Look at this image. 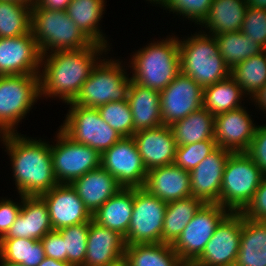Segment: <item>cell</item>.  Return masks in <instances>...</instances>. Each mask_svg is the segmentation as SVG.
I'll list each match as a JSON object with an SVG mask.
<instances>
[{
	"label": "cell",
	"mask_w": 266,
	"mask_h": 266,
	"mask_svg": "<svg viewBox=\"0 0 266 266\" xmlns=\"http://www.w3.org/2000/svg\"><path fill=\"white\" fill-rule=\"evenodd\" d=\"M105 48L93 43L79 50L52 52L47 59L41 56V66L45 64L43 73L39 74L40 97L42 94L48 97L58 96L67 105L73 102L98 63L96 56L104 50L106 52Z\"/></svg>",
	"instance_id": "1"
},
{
	"label": "cell",
	"mask_w": 266,
	"mask_h": 266,
	"mask_svg": "<svg viewBox=\"0 0 266 266\" xmlns=\"http://www.w3.org/2000/svg\"><path fill=\"white\" fill-rule=\"evenodd\" d=\"M1 136L11 156L19 194L40 196L59 184L54 175L49 144L40 139L30 140L18 133H5Z\"/></svg>",
	"instance_id": "2"
},
{
	"label": "cell",
	"mask_w": 266,
	"mask_h": 266,
	"mask_svg": "<svg viewBox=\"0 0 266 266\" xmlns=\"http://www.w3.org/2000/svg\"><path fill=\"white\" fill-rule=\"evenodd\" d=\"M132 58V81L138 85L164 90L181 72L177 38H167L140 49Z\"/></svg>",
	"instance_id": "3"
},
{
	"label": "cell",
	"mask_w": 266,
	"mask_h": 266,
	"mask_svg": "<svg viewBox=\"0 0 266 266\" xmlns=\"http://www.w3.org/2000/svg\"><path fill=\"white\" fill-rule=\"evenodd\" d=\"M196 34L187 40H178L180 70L203 89L231 76V69L219 53L213 35Z\"/></svg>",
	"instance_id": "4"
},
{
	"label": "cell",
	"mask_w": 266,
	"mask_h": 266,
	"mask_svg": "<svg viewBox=\"0 0 266 266\" xmlns=\"http://www.w3.org/2000/svg\"><path fill=\"white\" fill-rule=\"evenodd\" d=\"M31 31L42 56H47L49 49V53L79 50L93 44L66 11L49 10L38 5H32Z\"/></svg>",
	"instance_id": "5"
},
{
	"label": "cell",
	"mask_w": 266,
	"mask_h": 266,
	"mask_svg": "<svg viewBox=\"0 0 266 266\" xmlns=\"http://www.w3.org/2000/svg\"><path fill=\"white\" fill-rule=\"evenodd\" d=\"M264 176L246 152H232L224 168L219 205L229 212H242Z\"/></svg>",
	"instance_id": "6"
},
{
	"label": "cell",
	"mask_w": 266,
	"mask_h": 266,
	"mask_svg": "<svg viewBox=\"0 0 266 266\" xmlns=\"http://www.w3.org/2000/svg\"><path fill=\"white\" fill-rule=\"evenodd\" d=\"M120 65L113 60L97 63L78 96L68 104L97 108L109 102L128 100L132 79L125 75Z\"/></svg>",
	"instance_id": "7"
},
{
	"label": "cell",
	"mask_w": 266,
	"mask_h": 266,
	"mask_svg": "<svg viewBox=\"0 0 266 266\" xmlns=\"http://www.w3.org/2000/svg\"><path fill=\"white\" fill-rule=\"evenodd\" d=\"M38 97L39 75L0 76V133H14Z\"/></svg>",
	"instance_id": "8"
},
{
	"label": "cell",
	"mask_w": 266,
	"mask_h": 266,
	"mask_svg": "<svg viewBox=\"0 0 266 266\" xmlns=\"http://www.w3.org/2000/svg\"><path fill=\"white\" fill-rule=\"evenodd\" d=\"M66 117L60 129L73 141L90 146L100 154L122 138L103 120L97 108L70 105Z\"/></svg>",
	"instance_id": "9"
},
{
	"label": "cell",
	"mask_w": 266,
	"mask_h": 266,
	"mask_svg": "<svg viewBox=\"0 0 266 266\" xmlns=\"http://www.w3.org/2000/svg\"><path fill=\"white\" fill-rule=\"evenodd\" d=\"M166 206V202L144 188H134L132 217L124 237L125 244L162 243Z\"/></svg>",
	"instance_id": "10"
},
{
	"label": "cell",
	"mask_w": 266,
	"mask_h": 266,
	"mask_svg": "<svg viewBox=\"0 0 266 266\" xmlns=\"http://www.w3.org/2000/svg\"><path fill=\"white\" fill-rule=\"evenodd\" d=\"M57 143L51 146L53 171L59 184H71L85 173L101 167V154L90 146L77 143L61 129Z\"/></svg>",
	"instance_id": "11"
},
{
	"label": "cell",
	"mask_w": 266,
	"mask_h": 266,
	"mask_svg": "<svg viewBox=\"0 0 266 266\" xmlns=\"http://www.w3.org/2000/svg\"><path fill=\"white\" fill-rule=\"evenodd\" d=\"M219 204H204L172 244L180 260L190 266L203 252L220 221L229 213Z\"/></svg>",
	"instance_id": "12"
},
{
	"label": "cell",
	"mask_w": 266,
	"mask_h": 266,
	"mask_svg": "<svg viewBox=\"0 0 266 266\" xmlns=\"http://www.w3.org/2000/svg\"><path fill=\"white\" fill-rule=\"evenodd\" d=\"M242 223L241 212H229L217 225L202 254L190 266H234Z\"/></svg>",
	"instance_id": "13"
},
{
	"label": "cell",
	"mask_w": 266,
	"mask_h": 266,
	"mask_svg": "<svg viewBox=\"0 0 266 266\" xmlns=\"http://www.w3.org/2000/svg\"><path fill=\"white\" fill-rule=\"evenodd\" d=\"M101 167L117 179L123 188H143L145 168L133 137H122L101 154Z\"/></svg>",
	"instance_id": "14"
},
{
	"label": "cell",
	"mask_w": 266,
	"mask_h": 266,
	"mask_svg": "<svg viewBox=\"0 0 266 266\" xmlns=\"http://www.w3.org/2000/svg\"><path fill=\"white\" fill-rule=\"evenodd\" d=\"M203 96L204 89L191 77L180 72L160 91L163 124L170 126L203 107Z\"/></svg>",
	"instance_id": "15"
},
{
	"label": "cell",
	"mask_w": 266,
	"mask_h": 266,
	"mask_svg": "<svg viewBox=\"0 0 266 266\" xmlns=\"http://www.w3.org/2000/svg\"><path fill=\"white\" fill-rule=\"evenodd\" d=\"M41 56L32 31L17 37L0 38V76L39 75Z\"/></svg>",
	"instance_id": "16"
},
{
	"label": "cell",
	"mask_w": 266,
	"mask_h": 266,
	"mask_svg": "<svg viewBox=\"0 0 266 266\" xmlns=\"http://www.w3.org/2000/svg\"><path fill=\"white\" fill-rule=\"evenodd\" d=\"M40 197L48 207L53 230L92 220V214L71 184H58Z\"/></svg>",
	"instance_id": "17"
},
{
	"label": "cell",
	"mask_w": 266,
	"mask_h": 266,
	"mask_svg": "<svg viewBox=\"0 0 266 266\" xmlns=\"http://www.w3.org/2000/svg\"><path fill=\"white\" fill-rule=\"evenodd\" d=\"M231 153L218 146L189 172L193 197L205 204H219L224 168Z\"/></svg>",
	"instance_id": "18"
},
{
	"label": "cell",
	"mask_w": 266,
	"mask_h": 266,
	"mask_svg": "<svg viewBox=\"0 0 266 266\" xmlns=\"http://www.w3.org/2000/svg\"><path fill=\"white\" fill-rule=\"evenodd\" d=\"M246 110L239 108L215 116L214 139L217 146L231 152H246L256 131Z\"/></svg>",
	"instance_id": "19"
},
{
	"label": "cell",
	"mask_w": 266,
	"mask_h": 266,
	"mask_svg": "<svg viewBox=\"0 0 266 266\" xmlns=\"http://www.w3.org/2000/svg\"><path fill=\"white\" fill-rule=\"evenodd\" d=\"M143 164L148 170L174 164L176 142L167 125L137 131L132 136Z\"/></svg>",
	"instance_id": "20"
},
{
	"label": "cell",
	"mask_w": 266,
	"mask_h": 266,
	"mask_svg": "<svg viewBox=\"0 0 266 266\" xmlns=\"http://www.w3.org/2000/svg\"><path fill=\"white\" fill-rule=\"evenodd\" d=\"M190 173L175 164L148 170L143 188L166 203L192 196Z\"/></svg>",
	"instance_id": "21"
},
{
	"label": "cell",
	"mask_w": 266,
	"mask_h": 266,
	"mask_svg": "<svg viewBox=\"0 0 266 266\" xmlns=\"http://www.w3.org/2000/svg\"><path fill=\"white\" fill-rule=\"evenodd\" d=\"M21 196L22 207L15 222L2 238L41 240L53 230L48 207L40 196Z\"/></svg>",
	"instance_id": "22"
},
{
	"label": "cell",
	"mask_w": 266,
	"mask_h": 266,
	"mask_svg": "<svg viewBox=\"0 0 266 266\" xmlns=\"http://www.w3.org/2000/svg\"><path fill=\"white\" fill-rule=\"evenodd\" d=\"M125 248L126 244L122 235L91 220L84 266L112 264L124 257Z\"/></svg>",
	"instance_id": "23"
},
{
	"label": "cell",
	"mask_w": 266,
	"mask_h": 266,
	"mask_svg": "<svg viewBox=\"0 0 266 266\" xmlns=\"http://www.w3.org/2000/svg\"><path fill=\"white\" fill-rule=\"evenodd\" d=\"M71 186L77 191L78 197L93 215L110 197L117 194L123 187L117 179L105 169L99 167L75 179Z\"/></svg>",
	"instance_id": "24"
},
{
	"label": "cell",
	"mask_w": 266,
	"mask_h": 266,
	"mask_svg": "<svg viewBox=\"0 0 266 266\" xmlns=\"http://www.w3.org/2000/svg\"><path fill=\"white\" fill-rule=\"evenodd\" d=\"M128 102L133 116V134L163 125L160 91L142 87L132 81Z\"/></svg>",
	"instance_id": "25"
},
{
	"label": "cell",
	"mask_w": 266,
	"mask_h": 266,
	"mask_svg": "<svg viewBox=\"0 0 266 266\" xmlns=\"http://www.w3.org/2000/svg\"><path fill=\"white\" fill-rule=\"evenodd\" d=\"M133 202L134 188H122L95 211L92 220L125 237L131 222Z\"/></svg>",
	"instance_id": "26"
},
{
	"label": "cell",
	"mask_w": 266,
	"mask_h": 266,
	"mask_svg": "<svg viewBox=\"0 0 266 266\" xmlns=\"http://www.w3.org/2000/svg\"><path fill=\"white\" fill-rule=\"evenodd\" d=\"M234 266H266V222L243 216L240 248Z\"/></svg>",
	"instance_id": "27"
},
{
	"label": "cell",
	"mask_w": 266,
	"mask_h": 266,
	"mask_svg": "<svg viewBox=\"0 0 266 266\" xmlns=\"http://www.w3.org/2000/svg\"><path fill=\"white\" fill-rule=\"evenodd\" d=\"M247 7V0H213L202 24L209 27L213 36L241 31Z\"/></svg>",
	"instance_id": "28"
},
{
	"label": "cell",
	"mask_w": 266,
	"mask_h": 266,
	"mask_svg": "<svg viewBox=\"0 0 266 266\" xmlns=\"http://www.w3.org/2000/svg\"><path fill=\"white\" fill-rule=\"evenodd\" d=\"M177 146L214 139L215 116L204 107L169 126Z\"/></svg>",
	"instance_id": "29"
},
{
	"label": "cell",
	"mask_w": 266,
	"mask_h": 266,
	"mask_svg": "<svg viewBox=\"0 0 266 266\" xmlns=\"http://www.w3.org/2000/svg\"><path fill=\"white\" fill-rule=\"evenodd\" d=\"M104 4V0H71L66 12L93 43L107 47V41L98 28Z\"/></svg>",
	"instance_id": "30"
},
{
	"label": "cell",
	"mask_w": 266,
	"mask_h": 266,
	"mask_svg": "<svg viewBox=\"0 0 266 266\" xmlns=\"http://www.w3.org/2000/svg\"><path fill=\"white\" fill-rule=\"evenodd\" d=\"M204 204L193 196L168 202L163 221L162 243L173 244Z\"/></svg>",
	"instance_id": "31"
},
{
	"label": "cell",
	"mask_w": 266,
	"mask_h": 266,
	"mask_svg": "<svg viewBox=\"0 0 266 266\" xmlns=\"http://www.w3.org/2000/svg\"><path fill=\"white\" fill-rule=\"evenodd\" d=\"M124 257L129 266H186L167 243L126 245Z\"/></svg>",
	"instance_id": "32"
},
{
	"label": "cell",
	"mask_w": 266,
	"mask_h": 266,
	"mask_svg": "<svg viewBox=\"0 0 266 266\" xmlns=\"http://www.w3.org/2000/svg\"><path fill=\"white\" fill-rule=\"evenodd\" d=\"M242 88L230 76L204 88L203 107L213 116L241 107Z\"/></svg>",
	"instance_id": "33"
},
{
	"label": "cell",
	"mask_w": 266,
	"mask_h": 266,
	"mask_svg": "<svg viewBox=\"0 0 266 266\" xmlns=\"http://www.w3.org/2000/svg\"><path fill=\"white\" fill-rule=\"evenodd\" d=\"M44 258V247L40 240L27 238L0 239V260L3 262L38 266Z\"/></svg>",
	"instance_id": "34"
},
{
	"label": "cell",
	"mask_w": 266,
	"mask_h": 266,
	"mask_svg": "<svg viewBox=\"0 0 266 266\" xmlns=\"http://www.w3.org/2000/svg\"><path fill=\"white\" fill-rule=\"evenodd\" d=\"M32 5L0 0V38L17 37L31 32Z\"/></svg>",
	"instance_id": "35"
},
{
	"label": "cell",
	"mask_w": 266,
	"mask_h": 266,
	"mask_svg": "<svg viewBox=\"0 0 266 266\" xmlns=\"http://www.w3.org/2000/svg\"><path fill=\"white\" fill-rule=\"evenodd\" d=\"M214 37L218 44L219 53L230 69L264 51L259 44L251 41V39H246L241 31L226 32Z\"/></svg>",
	"instance_id": "36"
},
{
	"label": "cell",
	"mask_w": 266,
	"mask_h": 266,
	"mask_svg": "<svg viewBox=\"0 0 266 266\" xmlns=\"http://www.w3.org/2000/svg\"><path fill=\"white\" fill-rule=\"evenodd\" d=\"M231 77L245 91L244 94L247 91L254 98L266 83V50L233 67Z\"/></svg>",
	"instance_id": "37"
},
{
	"label": "cell",
	"mask_w": 266,
	"mask_h": 266,
	"mask_svg": "<svg viewBox=\"0 0 266 266\" xmlns=\"http://www.w3.org/2000/svg\"><path fill=\"white\" fill-rule=\"evenodd\" d=\"M90 222L57 230L63 237L67 262L71 266H84Z\"/></svg>",
	"instance_id": "38"
},
{
	"label": "cell",
	"mask_w": 266,
	"mask_h": 266,
	"mask_svg": "<svg viewBox=\"0 0 266 266\" xmlns=\"http://www.w3.org/2000/svg\"><path fill=\"white\" fill-rule=\"evenodd\" d=\"M103 120L122 137L133 136V116L128 100L97 107Z\"/></svg>",
	"instance_id": "39"
},
{
	"label": "cell",
	"mask_w": 266,
	"mask_h": 266,
	"mask_svg": "<svg viewBox=\"0 0 266 266\" xmlns=\"http://www.w3.org/2000/svg\"><path fill=\"white\" fill-rule=\"evenodd\" d=\"M217 147L215 140H204L177 146L174 164L190 172Z\"/></svg>",
	"instance_id": "40"
},
{
	"label": "cell",
	"mask_w": 266,
	"mask_h": 266,
	"mask_svg": "<svg viewBox=\"0 0 266 266\" xmlns=\"http://www.w3.org/2000/svg\"><path fill=\"white\" fill-rule=\"evenodd\" d=\"M241 32L266 50V10L248 6Z\"/></svg>",
	"instance_id": "41"
},
{
	"label": "cell",
	"mask_w": 266,
	"mask_h": 266,
	"mask_svg": "<svg viewBox=\"0 0 266 266\" xmlns=\"http://www.w3.org/2000/svg\"><path fill=\"white\" fill-rule=\"evenodd\" d=\"M213 0H164L161 5L201 24L207 18Z\"/></svg>",
	"instance_id": "42"
},
{
	"label": "cell",
	"mask_w": 266,
	"mask_h": 266,
	"mask_svg": "<svg viewBox=\"0 0 266 266\" xmlns=\"http://www.w3.org/2000/svg\"><path fill=\"white\" fill-rule=\"evenodd\" d=\"M241 213L248 219L266 222V176L263 177L252 200Z\"/></svg>",
	"instance_id": "43"
},
{
	"label": "cell",
	"mask_w": 266,
	"mask_h": 266,
	"mask_svg": "<svg viewBox=\"0 0 266 266\" xmlns=\"http://www.w3.org/2000/svg\"><path fill=\"white\" fill-rule=\"evenodd\" d=\"M246 153L266 176V125L257 126L254 137Z\"/></svg>",
	"instance_id": "44"
},
{
	"label": "cell",
	"mask_w": 266,
	"mask_h": 266,
	"mask_svg": "<svg viewBox=\"0 0 266 266\" xmlns=\"http://www.w3.org/2000/svg\"><path fill=\"white\" fill-rule=\"evenodd\" d=\"M45 257L67 262L63 237L57 230L48 232L41 240Z\"/></svg>",
	"instance_id": "45"
},
{
	"label": "cell",
	"mask_w": 266,
	"mask_h": 266,
	"mask_svg": "<svg viewBox=\"0 0 266 266\" xmlns=\"http://www.w3.org/2000/svg\"><path fill=\"white\" fill-rule=\"evenodd\" d=\"M22 205L11 200L0 201V239L9 231L16 217L19 215Z\"/></svg>",
	"instance_id": "46"
},
{
	"label": "cell",
	"mask_w": 266,
	"mask_h": 266,
	"mask_svg": "<svg viewBox=\"0 0 266 266\" xmlns=\"http://www.w3.org/2000/svg\"><path fill=\"white\" fill-rule=\"evenodd\" d=\"M71 0H37L34 5L49 10L66 11Z\"/></svg>",
	"instance_id": "47"
},
{
	"label": "cell",
	"mask_w": 266,
	"mask_h": 266,
	"mask_svg": "<svg viewBox=\"0 0 266 266\" xmlns=\"http://www.w3.org/2000/svg\"><path fill=\"white\" fill-rule=\"evenodd\" d=\"M255 102L258 104L260 109L266 110V83L262 87V89L254 96Z\"/></svg>",
	"instance_id": "48"
},
{
	"label": "cell",
	"mask_w": 266,
	"mask_h": 266,
	"mask_svg": "<svg viewBox=\"0 0 266 266\" xmlns=\"http://www.w3.org/2000/svg\"><path fill=\"white\" fill-rule=\"evenodd\" d=\"M38 266H71V265H69L68 262L45 257L44 260Z\"/></svg>",
	"instance_id": "49"
},
{
	"label": "cell",
	"mask_w": 266,
	"mask_h": 266,
	"mask_svg": "<svg viewBox=\"0 0 266 266\" xmlns=\"http://www.w3.org/2000/svg\"><path fill=\"white\" fill-rule=\"evenodd\" d=\"M248 6L266 10V0H248Z\"/></svg>",
	"instance_id": "50"
},
{
	"label": "cell",
	"mask_w": 266,
	"mask_h": 266,
	"mask_svg": "<svg viewBox=\"0 0 266 266\" xmlns=\"http://www.w3.org/2000/svg\"><path fill=\"white\" fill-rule=\"evenodd\" d=\"M107 266H129V262L125 257H122L118 261H116L112 264H108Z\"/></svg>",
	"instance_id": "51"
},
{
	"label": "cell",
	"mask_w": 266,
	"mask_h": 266,
	"mask_svg": "<svg viewBox=\"0 0 266 266\" xmlns=\"http://www.w3.org/2000/svg\"><path fill=\"white\" fill-rule=\"evenodd\" d=\"M1 261V265L0 266H24L22 264H15V263H11V262H3L2 260Z\"/></svg>",
	"instance_id": "52"
},
{
	"label": "cell",
	"mask_w": 266,
	"mask_h": 266,
	"mask_svg": "<svg viewBox=\"0 0 266 266\" xmlns=\"http://www.w3.org/2000/svg\"><path fill=\"white\" fill-rule=\"evenodd\" d=\"M13 1L27 3V4H30V5H34L37 2V0H13Z\"/></svg>",
	"instance_id": "53"
},
{
	"label": "cell",
	"mask_w": 266,
	"mask_h": 266,
	"mask_svg": "<svg viewBox=\"0 0 266 266\" xmlns=\"http://www.w3.org/2000/svg\"><path fill=\"white\" fill-rule=\"evenodd\" d=\"M151 2L153 1V2H156V4L158 3V4H161L164 0H150Z\"/></svg>",
	"instance_id": "54"
}]
</instances>
